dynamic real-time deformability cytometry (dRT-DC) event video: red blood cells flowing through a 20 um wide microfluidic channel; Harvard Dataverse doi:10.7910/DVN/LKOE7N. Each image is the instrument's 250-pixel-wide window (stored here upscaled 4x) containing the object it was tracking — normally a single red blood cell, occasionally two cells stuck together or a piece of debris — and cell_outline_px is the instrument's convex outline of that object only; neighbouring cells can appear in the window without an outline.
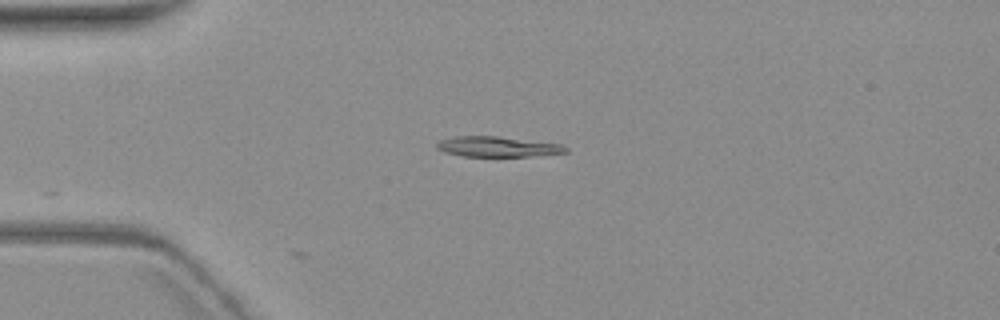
{"species": "common noctule bat (a hibernating species)", "species_latin": "Nyctalus noctula", "temperature_condition": "warm", "stored_images_in_passage": 2, "camera_frame_rate_fps": 3000, "um_per_image_px": 0.085, "animal": {"sex": "female", "body_mass_g": 19.3, "forearm_length_mm": 54.1}, "frame": {"image": 1, "passage_image": 2, "time_ms": 1.333, "image_size_px": [1000, 320], "cell_outline_px": [[568, 152], [528, 156], [464, 156], [444, 152], [436, 148], [436, 144], [440, 140], [456, 136], [496, 136], [560, 144], [568, 148]], "centroid_in_image_um": [42.25, 12.46], "position_along_channel_um": 42.7, "area_um2": 15.03}}